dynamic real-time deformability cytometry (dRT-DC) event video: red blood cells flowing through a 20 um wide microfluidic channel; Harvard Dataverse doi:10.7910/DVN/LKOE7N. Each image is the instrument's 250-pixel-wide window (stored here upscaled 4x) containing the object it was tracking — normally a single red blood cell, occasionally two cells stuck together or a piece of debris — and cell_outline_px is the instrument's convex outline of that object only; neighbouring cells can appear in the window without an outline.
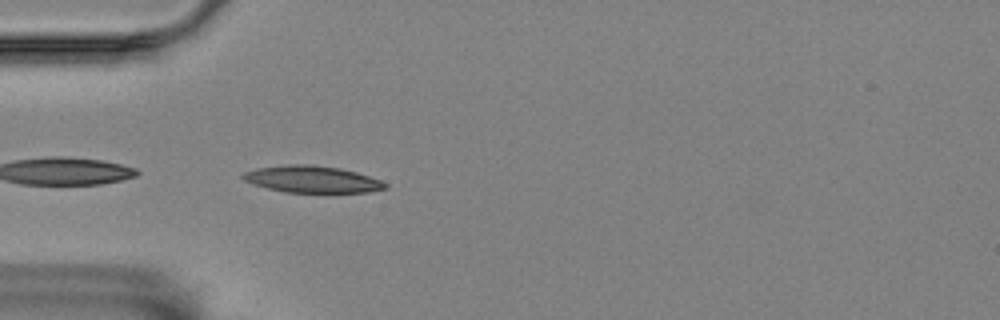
{"species": "Egyptian fruit bat (a non-hibernating species)", "species_latin": "Rousettus aegyptiacus", "temperature_condition": "room temperature", "stored_images_in_passage": 51, "camera_frame_rate_fps": 3000, "um_per_image_px": 0.085, "animal": {"sex": "female"}, "frame": {"image": 1, "passage_image": 1, "time_ms": 0.0, "image_size_px": [1000, 320], "cell_outline_px": [[388, 188], [368, 192], [284, 192], [268, 188], [244, 180], [240, 176], [244, 172], [256, 168], [288, 164], [308, 164], [340, 168], [356, 172], [380, 180], [388, 184]], "centroid_in_image_um": [26.53, 15.23], "position_along_channel_um": 58.5, "area_um2": 22.08}}